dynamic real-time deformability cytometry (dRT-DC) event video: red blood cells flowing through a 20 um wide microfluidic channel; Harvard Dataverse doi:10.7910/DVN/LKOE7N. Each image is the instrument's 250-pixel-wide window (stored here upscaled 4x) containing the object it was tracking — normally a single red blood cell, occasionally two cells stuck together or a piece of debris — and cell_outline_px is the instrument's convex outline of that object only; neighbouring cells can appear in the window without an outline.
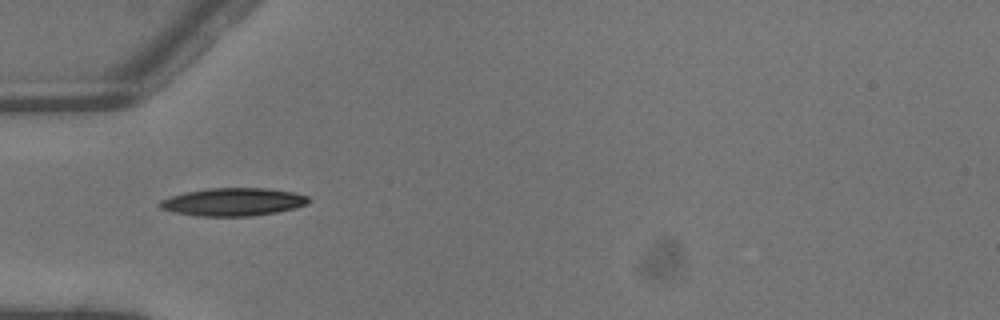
{"species": "common noctule bat (a hibernating species)", "species_latin": "Nyctalus noctula", "temperature_condition": "warm", "stored_images_in_passage": 1, "camera_frame_rate_fps": 3000, "um_per_image_px": 0.085, "animal": {"sex": "male", "body_mass_g": 13.3}, "frame": {"image": 1, "passage_image": 1, "time_ms": 0.0, "image_size_px": [1000, 320], "cell_outline_px": [[308, 204], [296, 208], [276, 212], [252, 216], [196, 216], [172, 212], [160, 208], [160, 200], [172, 196], [188, 192], [208, 188], [268, 188], [292, 192], [308, 196]], "centroid_in_image_um": [19.83, 17.17], "position_along_channel_um": 65.2, "area_um2": 24.1}}